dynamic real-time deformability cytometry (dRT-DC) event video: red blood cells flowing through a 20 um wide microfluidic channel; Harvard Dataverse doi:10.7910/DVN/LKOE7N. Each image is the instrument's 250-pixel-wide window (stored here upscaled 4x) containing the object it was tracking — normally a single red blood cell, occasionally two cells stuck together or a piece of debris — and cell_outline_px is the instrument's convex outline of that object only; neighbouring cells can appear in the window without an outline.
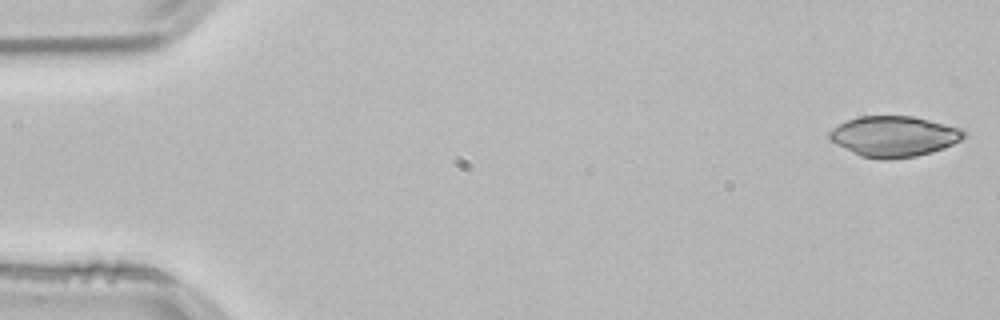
{"species": "common noctule bat (a hibernating species)", "species_latin": "Nyctalus noctula", "temperature_condition": "room temperature", "stored_images_in_passage": 48, "camera_frame_rate_fps": 3000, "um_per_image_px": 0.085, "animal": {"sex": "male", "body_mass_g": 21.5, "forearm_length_mm": 52.0}, "frame": {"image": 1, "passage_image": 1, "time_ms": 0.0, "image_size_px": [1000, 320], "cell_outline_px": [[968, 136], [944, 148], [932, 152], [916, 156], [888, 160], [880, 160], [860, 156], [828, 140], [828, 132], [840, 124], [848, 120], [860, 116], [912, 116], [964, 128], [968, 132]], "centroid_in_image_um": [76.02, 11.6], "position_along_channel_um": 9.0, "area_um2": 32.14}}